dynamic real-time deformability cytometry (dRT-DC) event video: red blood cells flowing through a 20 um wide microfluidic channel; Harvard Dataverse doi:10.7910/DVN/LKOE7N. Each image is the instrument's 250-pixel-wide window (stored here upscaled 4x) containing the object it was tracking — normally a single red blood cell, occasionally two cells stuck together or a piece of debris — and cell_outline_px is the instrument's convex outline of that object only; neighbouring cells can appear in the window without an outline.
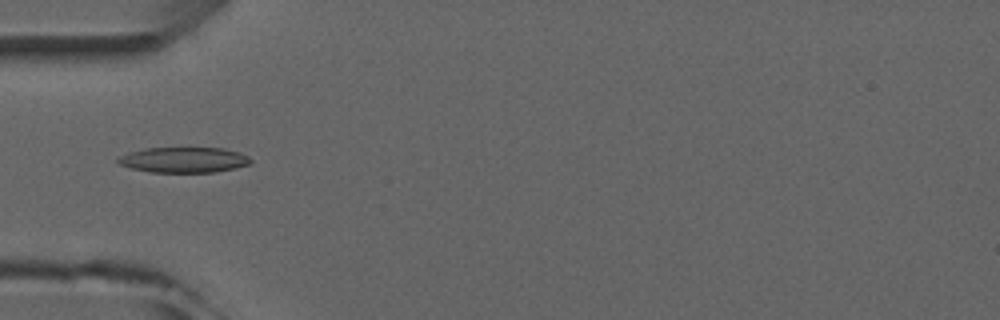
{"species": "common noctule bat (a hibernating species)", "species_latin": "Nyctalus noctula", "temperature_condition": "room temperature", "stored_images_in_passage": 4, "camera_frame_rate_fps": 3000, "um_per_image_px": 0.085, "animal": {"sex": "male", "forearm_length_mm": 52.5}, "frame": {"image": 1, "passage_image": 4, "time_ms": 3.333, "image_size_px": [1000, 320], "cell_outline_px": [[252, 164], [216, 172], [148, 172], [132, 168], [120, 164], [116, 160], [120, 156], [128, 152], [144, 148], [224, 148], [240, 152], [248, 156], [252, 160]], "centroid_in_image_um": [15.65, 13.58], "position_along_channel_um": 69.4, "area_um2": 19.77}}